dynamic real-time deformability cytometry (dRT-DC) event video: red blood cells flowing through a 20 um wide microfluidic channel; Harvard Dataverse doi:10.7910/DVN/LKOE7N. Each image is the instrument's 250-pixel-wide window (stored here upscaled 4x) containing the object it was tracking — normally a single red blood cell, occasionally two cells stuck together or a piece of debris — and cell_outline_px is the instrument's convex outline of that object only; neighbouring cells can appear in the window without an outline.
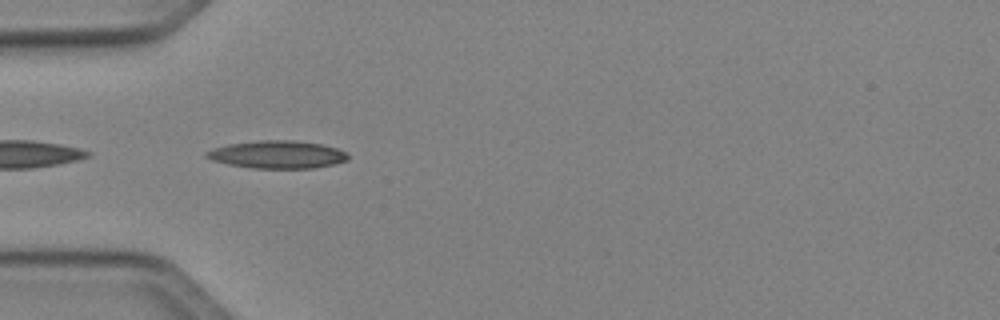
{"species": "Egyptian fruit bat (a non-hibernating species)", "species_latin": "Rousettus aegyptiacus", "temperature_condition": "cold", "stored_images_in_passage": 15, "camera_frame_rate_fps": 3000, "um_per_image_px": 0.085, "animal": {"sex": "female"}, "frame": {"image": 1, "passage_image": 1, "time_ms": 0.0, "image_size_px": [1000, 320], "cell_outline_px": [[348, 160], [336, 164], [316, 168], [252, 168], [228, 164], [212, 160], [204, 156], [204, 152], [212, 148], [228, 144], [260, 140], [292, 140], [320, 144], [336, 148], [348, 152]], "centroid_in_image_um": [23.57, 13.14], "position_along_channel_um": 61.4, "area_um2": 23.0}}